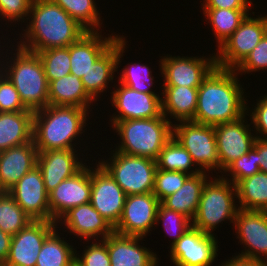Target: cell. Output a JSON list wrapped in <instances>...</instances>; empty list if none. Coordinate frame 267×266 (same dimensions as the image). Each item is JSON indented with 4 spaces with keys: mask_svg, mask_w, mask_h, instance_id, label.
<instances>
[{
    "mask_svg": "<svg viewBox=\"0 0 267 266\" xmlns=\"http://www.w3.org/2000/svg\"><path fill=\"white\" fill-rule=\"evenodd\" d=\"M234 69L215 67L198 87L193 122L216 126L235 121L248 110L246 98ZM245 98V99H244Z\"/></svg>",
    "mask_w": 267,
    "mask_h": 266,
    "instance_id": "6da1fadb",
    "label": "cell"
},
{
    "mask_svg": "<svg viewBox=\"0 0 267 266\" xmlns=\"http://www.w3.org/2000/svg\"><path fill=\"white\" fill-rule=\"evenodd\" d=\"M29 15L31 16L27 19L31 18V21L26 25V33L21 36L25 39L17 44L33 53L49 48L68 47L87 32L52 0H32Z\"/></svg>",
    "mask_w": 267,
    "mask_h": 266,
    "instance_id": "7a4b0ae2",
    "label": "cell"
},
{
    "mask_svg": "<svg viewBox=\"0 0 267 266\" xmlns=\"http://www.w3.org/2000/svg\"><path fill=\"white\" fill-rule=\"evenodd\" d=\"M87 111L89 113L84 108L56 105H47L35 111L33 142L38 152L74 149L72 142L82 135L87 124Z\"/></svg>",
    "mask_w": 267,
    "mask_h": 266,
    "instance_id": "3957f363",
    "label": "cell"
},
{
    "mask_svg": "<svg viewBox=\"0 0 267 266\" xmlns=\"http://www.w3.org/2000/svg\"><path fill=\"white\" fill-rule=\"evenodd\" d=\"M111 122L122 140L115 150L128 155L156 160L173 136V123L163 114L155 118Z\"/></svg>",
    "mask_w": 267,
    "mask_h": 266,
    "instance_id": "277c9868",
    "label": "cell"
},
{
    "mask_svg": "<svg viewBox=\"0 0 267 266\" xmlns=\"http://www.w3.org/2000/svg\"><path fill=\"white\" fill-rule=\"evenodd\" d=\"M15 52V57H11L13 61H6L10 66H3L5 75L15 86L28 110L35 112L45 108L48 105L49 83L40 57L18 45Z\"/></svg>",
    "mask_w": 267,
    "mask_h": 266,
    "instance_id": "5b68a950",
    "label": "cell"
},
{
    "mask_svg": "<svg viewBox=\"0 0 267 266\" xmlns=\"http://www.w3.org/2000/svg\"><path fill=\"white\" fill-rule=\"evenodd\" d=\"M223 176L205 183L197 212L192 219L193 227L206 234L214 235L212 232L222 221L234 223L239 210L234 203L237 199L236 186Z\"/></svg>",
    "mask_w": 267,
    "mask_h": 266,
    "instance_id": "8992f818",
    "label": "cell"
},
{
    "mask_svg": "<svg viewBox=\"0 0 267 266\" xmlns=\"http://www.w3.org/2000/svg\"><path fill=\"white\" fill-rule=\"evenodd\" d=\"M110 162L98 163L110 174L126 195L153 192L156 160L113 151Z\"/></svg>",
    "mask_w": 267,
    "mask_h": 266,
    "instance_id": "52a82bcc",
    "label": "cell"
},
{
    "mask_svg": "<svg viewBox=\"0 0 267 266\" xmlns=\"http://www.w3.org/2000/svg\"><path fill=\"white\" fill-rule=\"evenodd\" d=\"M173 125V137L188 151L201 172L220 170L214 126L193 121Z\"/></svg>",
    "mask_w": 267,
    "mask_h": 266,
    "instance_id": "ba28073f",
    "label": "cell"
},
{
    "mask_svg": "<svg viewBox=\"0 0 267 266\" xmlns=\"http://www.w3.org/2000/svg\"><path fill=\"white\" fill-rule=\"evenodd\" d=\"M267 33V15L246 16L240 26L218 47L216 67L235 69Z\"/></svg>",
    "mask_w": 267,
    "mask_h": 266,
    "instance_id": "9c48e42d",
    "label": "cell"
},
{
    "mask_svg": "<svg viewBox=\"0 0 267 266\" xmlns=\"http://www.w3.org/2000/svg\"><path fill=\"white\" fill-rule=\"evenodd\" d=\"M159 204L160 201L153 192L127 195L121 218L114 227V232L145 237L154 225H157Z\"/></svg>",
    "mask_w": 267,
    "mask_h": 266,
    "instance_id": "30bf717a",
    "label": "cell"
},
{
    "mask_svg": "<svg viewBox=\"0 0 267 266\" xmlns=\"http://www.w3.org/2000/svg\"><path fill=\"white\" fill-rule=\"evenodd\" d=\"M126 196L122 188L99 163L91 170L90 203L113 228L121 218Z\"/></svg>",
    "mask_w": 267,
    "mask_h": 266,
    "instance_id": "8fae6325",
    "label": "cell"
},
{
    "mask_svg": "<svg viewBox=\"0 0 267 266\" xmlns=\"http://www.w3.org/2000/svg\"><path fill=\"white\" fill-rule=\"evenodd\" d=\"M214 235L190 228L170 246V258L175 266H211L218 256V245Z\"/></svg>",
    "mask_w": 267,
    "mask_h": 266,
    "instance_id": "7c38bea8",
    "label": "cell"
},
{
    "mask_svg": "<svg viewBox=\"0 0 267 266\" xmlns=\"http://www.w3.org/2000/svg\"><path fill=\"white\" fill-rule=\"evenodd\" d=\"M160 70L164 75L163 86L199 87L216 67V58L180 57L167 54L160 59Z\"/></svg>",
    "mask_w": 267,
    "mask_h": 266,
    "instance_id": "4fadbf2b",
    "label": "cell"
},
{
    "mask_svg": "<svg viewBox=\"0 0 267 266\" xmlns=\"http://www.w3.org/2000/svg\"><path fill=\"white\" fill-rule=\"evenodd\" d=\"M56 222L33 220L12 236L7 266H36L45 239L56 229Z\"/></svg>",
    "mask_w": 267,
    "mask_h": 266,
    "instance_id": "5bb4252c",
    "label": "cell"
},
{
    "mask_svg": "<svg viewBox=\"0 0 267 266\" xmlns=\"http://www.w3.org/2000/svg\"><path fill=\"white\" fill-rule=\"evenodd\" d=\"M233 226L247 248L237 256L267 262V211L239 208Z\"/></svg>",
    "mask_w": 267,
    "mask_h": 266,
    "instance_id": "9a60e30c",
    "label": "cell"
},
{
    "mask_svg": "<svg viewBox=\"0 0 267 266\" xmlns=\"http://www.w3.org/2000/svg\"><path fill=\"white\" fill-rule=\"evenodd\" d=\"M8 192L32 220L51 221L49 195L38 165L29 170Z\"/></svg>",
    "mask_w": 267,
    "mask_h": 266,
    "instance_id": "2e32d148",
    "label": "cell"
},
{
    "mask_svg": "<svg viewBox=\"0 0 267 266\" xmlns=\"http://www.w3.org/2000/svg\"><path fill=\"white\" fill-rule=\"evenodd\" d=\"M51 222L59 219L73 207L90 203L91 169L85 165L71 178L63 180L48 193Z\"/></svg>",
    "mask_w": 267,
    "mask_h": 266,
    "instance_id": "e0dca14e",
    "label": "cell"
},
{
    "mask_svg": "<svg viewBox=\"0 0 267 266\" xmlns=\"http://www.w3.org/2000/svg\"><path fill=\"white\" fill-rule=\"evenodd\" d=\"M245 116L214 126L220 169L225 170L233 161L247 154L253 147L256 135H252Z\"/></svg>",
    "mask_w": 267,
    "mask_h": 266,
    "instance_id": "ac0fdd59",
    "label": "cell"
},
{
    "mask_svg": "<svg viewBox=\"0 0 267 266\" xmlns=\"http://www.w3.org/2000/svg\"><path fill=\"white\" fill-rule=\"evenodd\" d=\"M120 85L111 93L112 105L117 109L116 113H119L114 114L111 121L148 119L162 115V102L159 94L139 92L126 85Z\"/></svg>",
    "mask_w": 267,
    "mask_h": 266,
    "instance_id": "d6986e66",
    "label": "cell"
},
{
    "mask_svg": "<svg viewBox=\"0 0 267 266\" xmlns=\"http://www.w3.org/2000/svg\"><path fill=\"white\" fill-rule=\"evenodd\" d=\"M75 149L38 152L37 165L41 170L45 189L49 193L63 180L71 178L85 165L78 160Z\"/></svg>",
    "mask_w": 267,
    "mask_h": 266,
    "instance_id": "ffe728a7",
    "label": "cell"
},
{
    "mask_svg": "<svg viewBox=\"0 0 267 266\" xmlns=\"http://www.w3.org/2000/svg\"><path fill=\"white\" fill-rule=\"evenodd\" d=\"M125 37H119L90 67L81 78L86 92L96 101L98 95L113 82L114 73L125 53Z\"/></svg>",
    "mask_w": 267,
    "mask_h": 266,
    "instance_id": "44dd1931",
    "label": "cell"
},
{
    "mask_svg": "<svg viewBox=\"0 0 267 266\" xmlns=\"http://www.w3.org/2000/svg\"><path fill=\"white\" fill-rule=\"evenodd\" d=\"M141 239L144 237L113 232L102 240L107 245L111 266H158L157 255L139 245Z\"/></svg>",
    "mask_w": 267,
    "mask_h": 266,
    "instance_id": "7402d4cb",
    "label": "cell"
},
{
    "mask_svg": "<svg viewBox=\"0 0 267 266\" xmlns=\"http://www.w3.org/2000/svg\"><path fill=\"white\" fill-rule=\"evenodd\" d=\"M38 150L34 142L0 152V191H9L29 170L37 165Z\"/></svg>",
    "mask_w": 267,
    "mask_h": 266,
    "instance_id": "603a6c76",
    "label": "cell"
},
{
    "mask_svg": "<svg viewBox=\"0 0 267 266\" xmlns=\"http://www.w3.org/2000/svg\"><path fill=\"white\" fill-rule=\"evenodd\" d=\"M111 35L103 38L96 30L87 31L71 44L70 73L81 79L91 65L120 37Z\"/></svg>",
    "mask_w": 267,
    "mask_h": 266,
    "instance_id": "cb8c5ba5",
    "label": "cell"
},
{
    "mask_svg": "<svg viewBox=\"0 0 267 266\" xmlns=\"http://www.w3.org/2000/svg\"><path fill=\"white\" fill-rule=\"evenodd\" d=\"M64 220V221H63ZM59 221L64 222L65 229L70 230L75 236L82 239L91 240L92 238L104 240L108 235L114 232V228L105 220L91 203L73 207L66 212Z\"/></svg>",
    "mask_w": 267,
    "mask_h": 266,
    "instance_id": "d4e9b609",
    "label": "cell"
},
{
    "mask_svg": "<svg viewBox=\"0 0 267 266\" xmlns=\"http://www.w3.org/2000/svg\"><path fill=\"white\" fill-rule=\"evenodd\" d=\"M33 114L0 112V152L33 141Z\"/></svg>",
    "mask_w": 267,
    "mask_h": 266,
    "instance_id": "484cf974",
    "label": "cell"
},
{
    "mask_svg": "<svg viewBox=\"0 0 267 266\" xmlns=\"http://www.w3.org/2000/svg\"><path fill=\"white\" fill-rule=\"evenodd\" d=\"M162 114L168 119L173 116L178 121H192L196 108L198 87L162 86ZM169 114V115H167Z\"/></svg>",
    "mask_w": 267,
    "mask_h": 266,
    "instance_id": "4316f807",
    "label": "cell"
},
{
    "mask_svg": "<svg viewBox=\"0 0 267 266\" xmlns=\"http://www.w3.org/2000/svg\"><path fill=\"white\" fill-rule=\"evenodd\" d=\"M91 102L95 100L86 92L81 79L71 73L49 83L48 105L89 109Z\"/></svg>",
    "mask_w": 267,
    "mask_h": 266,
    "instance_id": "83f0119b",
    "label": "cell"
},
{
    "mask_svg": "<svg viewBox=\"0 0 267 266\" xmlns=\"http://www.w3.org/2000/svg\"><path fill=\"white\" fill-rule=\"evenodd\" d=\"M207 178L206 172L190 176L178 191L164 198L160 203L192 220L197 212Z\"/></svg>",
    "mask_w": 267,
    "mask_h": 266,
    "instance_id": "f1b7e54d",
    "label": "cell"
},
{
    "mask_svg": "<svg viewBox=\"0 0 267 266\" xmlns=\"http://www.w3.org/2000/svg\"><path fill=\"white\" fill-rule=\"evenodd\" d=\"M235 186L240 209L267 211V173L259 171Z\"/></svg>",
    "mask_w": 267,
    "mask_h": 266,
    "instance_id": "f546056e",
    "label": "cell"
},
{
    "mask_svg": "<svg viewBox=\"0 0 267 266\" xmlns=\"http://www.w3.org/2000/svg\"><path fill=\"white\" fill-rule=\"evenodd\" d=\"M55 229L44 241L38 254L36 266H72L76 250L61 239ZM75 250V251H74Z\"/></svg>",
    "mask_w": 267,
    "mask_h": 266,
    "instance_id": "4dcf8cb0",
    "label": "cell"
},
{
    "mask_svg": "<svg viewBox=\"0 0 267 266\" xmlns=\"http://www.w3.org/2000/svg\"><path fill=\"white\" fill-rule=\"evenodd\" d=\"M202 10L214 30L219 44L217 47L233 34L249 14V9L202 8Z\"/></svg>",
    "mask_w": 267,
    "mask_h": 266,
    "instance_id": "1f68e13d",
    "label": "cell"
},
{
    "mask_svg": "<svg viewBox=\"0 0 267 266\" xmlns=\"http://www.w3.org/2000/svg\"><path fill=\"white\" fill-rule=\"evenodd\" d=\"M156 164L157 169L183 172L190 176L201 172L198 168H195V171L191 169L196 164L188 151L173 136L160 151Z\"/></svg>",
    "mask_w": 267,
    "mask_h": 266,
    "instance_id": "d6a6232c",
    "label": "cell"
},
{
    "mask_svg": "<svg viewBox=\"0 0 267 266\" xmlns=\"http://www.w3.org/2000/svg\"><path fill=\"white\" fill-rule=\"evenodd\" d=\"M32 220L15 202L8 191H0V229L10 235H16Z\"/></svg>",
    "mask_w": 267,
    "mask_h": 266,
    "instance_id": "836d02e7",
    "label": "cell"
},
{
    "mask_svg": "<svg viewBox=\"0 0 267 266\" xmlns=\"http://www.w3.org/2000/svg\"><path fill=\"white\" fill-rule=\"evenodd\" d=\"M87 31H98L102 21L94 0H52ZM98 27V29H97ZM95 28V29H94Z\"/></svg>",
    "mask_w": 267,
    "mask_h": 266,
    "instance_id": "e575fe53",
    "label": "cell"
},
{
    "mask_svg": "<svg viewBox=\"0 0 267 266\" xmlns=\"http://www.w3.org/2000/svg\"><path fill=\"white\" fill-rule=\"evenodd\" d=\"M37 54L42 61L48 83L70 73V46L49 48Z\"/></svg>",
    "mask_w": 267,
    "mask_h": 266,
    "instance_id": "d590c367",
    "label": "cell"
},
{
    "mask_svg": "<svg viewBox=\"0 0 267 266\" xmlns=\"http://www.w3.org/2000/svg\"><path fill=\"white\" fill-rule=\"evenodd\" d=\"M123 69L120 79H118L119 84L126 85L139 92L155 93L150 88L154 84V78L149 66L133 63L132 65L125 66Z\"/></svg>",
    "mask_w": 267,
    "mask_h": 266,
    "instance_id": "8d00e7d4",
    "label": "cell"
},
{
    "mask_svg": "<svg viewBox=\"0 0 267 266\" xmlns=\"http://www.w3.org/2000/svg\"><path fill=\"white\" fill-rule=\"evenodd\" d=\"M191 221L192 220L186 215L168 209L161 203L159 204L156 223H163L165 231L174 237L171 246L176 243L184 233L193 227Z\"/></svg>",
    "mask_w": 267,
    "mask_h": 266,
    "instance_id": "74e56055",
    "label": "cell"
},
{
    "mask_svg": "<svg viewBox=\"0 0 267 266\" xmlns=\"http://www.w3.org/2000/svg\"><path fill=\"white\" fill-rule=\"evenodd\" d=\"M259 166L257 161V139L254 142L253 147L247 154L242 155L235 161H233L223 172H230L231 179H228L226 176L223 178L229 180L234 185L239 181L253 176L259 172Z\"/></svg>",
    "mask_w": 267,
    "mask_h": 266,
    "instance_id": "f35d334b",
    "label": "cell"
},
{
    "mask_svg": "<svg viewBox=\"0 0 267 266\" xmlns=\"http://www.w3.org/2000/svg\"><path fill=\"white\" fill-rule=\"evenodd\" d=\"M190 175L178 171L157 169L154 177L153 194L161 202L164 198L178 191Z\"/></svg>",
    "mask_w": 267,
    "mask_h": 266,
    "instance_id": "ab89813d",
    "label": "cell"
},
{
    "mask_svg": "<svg viewBox=\"0 0 267 266\" xmlns=\"http://www.w3.org/2000/svg\"><path fill=\"white\" fill-rule=\"evenodd\" d=\"M267 69V33L263 36L258 45L244 58L234 69L237 74Z\"/></svg>",
    "mask_w": 267,
    "mask_h": 266,
    "instance_id": "60d3db41",
    "label": "cell"
},
{
    "mask_svg": "<svg viewBox=\"0 0 267 266\" xmlns=\"http://www.w3.org/2000/svg\"><path fill=\"white\" fill-rule=\"evenodd\" d=\"M99 241L86 246L82 257L75 255V262L79 266H111L107 245L102 240Z\"/></svg>",
    "mask_w": 267,
    "mask_h": 266,
    "instance_id": "b9f144b4",
    "label": "cell"
},
{
    "mask_svg": "<svg viewBox=\"0 0 267 266\" xmlns=\"http://www.w3.org/2000/svg\"><path fill=\"white\" fill-rule=\"evenodd\" d=\"M28 110L20 99L15 86L4 75L0 79V112H19Z\"/></svg>",
    "mask_w": 267,
    "mask_h": 266,
    "instance_id": "7bdbcfd3",
    "label": "cell"
},
{
    "mask_svg": "<svg viewBox=\"0 0 267 266\" xmlns=\"http://www.w3.org/2000/svg\"><path fill=\"white\" fill-rule=\"evenodd\" d=\"M31 3L32 0H0L1 19L6 18L8 22H22L29 16Z\"/></svg>",
    "mask_w": 267,
    "mask_h": 266,
    "instance_id": "ee69618b",
    "label": "cell"
},
{
    "mask_svg": "<svg viewBox=\"0 0 267 266\" xmlns=\"http://www.w3.org/2000/svg\"><path fill=\"white\" fill-rule=\"evenodd\" d=\"M254 107L252 113H250V118L253 121L251 123L255 126L256 134L259 132L261 135L258 136L257 134L256 139H267V95H264L263 98L261 97L257 102V106Z\"/></svg>",
    "mask_w": 267,
    "mask_h": 266,
    "instance_id": "f6af8a7d",
    "label": "cell"
},
{
    "mask_svg": "<svg viewBox=\"0 0 267 266\" xmlns=\"http://www.w3.org/2000/svg\"><path fill=\"white\" fill-rule=\"evenodd\" d=\"M202 8L216 9H249L252 7L251 0H204Z\"/></svg>",
    "mask_w": 267,
    "mask_h": 266,
    "instance_id": "bcb514c9",
    "label": "cell"
},
{
    "mask_svg": "<svg viewBox=\"0 0 267 266\" xmlns=\"http://www.w3.org/2000/svg\"><path fill=\"white\" fill-rule=\"evenodd\" d=\"M220 266H267V262L255 259L232 256V258L222 262Z\"/></svg>",
    "mask_w": 267,
    "mask_h": 266,
    "instance_id": "7dc6e473",
    "label": "cell"
},
{
    "mask_svg": "<svg viewBox=\"0 0 267 266\" xmlns=\"http://www.w3.org/2000/svg\"><path fill=\"white\" fill-rule=\"evenodd\" d=\"M257 161L259 170L267 173V139H257Z\"/></svg>",
    "mask_w": 267,
    "mask_h": 266,
    "instance_id": "c3c4849f",
    "label": "cell"
},
{
    "mask_svg": "<svg viewBox=\"0 0 267 266\" xmlns=\"http://www.w3.org/2000/svg\"><path fill=\"white\" fill-rule=\"evenodd\" d=\"M12 235L0 229V263H5L10 253Z\"/></svg>",
    "mask_w": 267,
    "mask_h": 266,
    "instance_id": "681fc988",
    "label": "cell"
},
{
    "mask_svg": "<svg viewBox=\"0 0 267 266\" xmlns=\"http://www.w3.org/2000/svg\"><path fill=\"white\" fill-rule=\"evenodd\" d=\"M0 62H1V60H0ZM4 64L2 63V65H1V63H0V66L2 67ZM5 75V72H4V69H3V67L0 69V79L3 77Z\"/></svg>",
    "mask_w": 267,
    "mask_h": 266,
    "instance_id": "f907efd6",
    "label": "cell"
},
{
    "mask_svg": "<svg viewBox=\"0 0 267 266\" xmlns=\"http://www.w3.org/2000/svg\"><path fill=\"white\" fill-rule=\"evenodd\" d=\"M72 266H79V265L76 262H74Z\"/></svg>",
    "mask_w": 267,
    "mask_h": 266,
    "instance_id": "816d5d0a",
    "label": "cell"
},
{
    "mask_svg": "<svg viewBox=\"0 0 267 266\" xmlns=\"http://www.w3.org/2000/svg\"><path fill=\"white\" fill-rule=\"evenodd\" d=\"M0 266H7L5 263H0Z\"/></svg>",
    "mask_w": 267,
    "mask_h": 266,
    "instance_id": "f5cc1de1",
    "label": "cell"
}]
</instances>
